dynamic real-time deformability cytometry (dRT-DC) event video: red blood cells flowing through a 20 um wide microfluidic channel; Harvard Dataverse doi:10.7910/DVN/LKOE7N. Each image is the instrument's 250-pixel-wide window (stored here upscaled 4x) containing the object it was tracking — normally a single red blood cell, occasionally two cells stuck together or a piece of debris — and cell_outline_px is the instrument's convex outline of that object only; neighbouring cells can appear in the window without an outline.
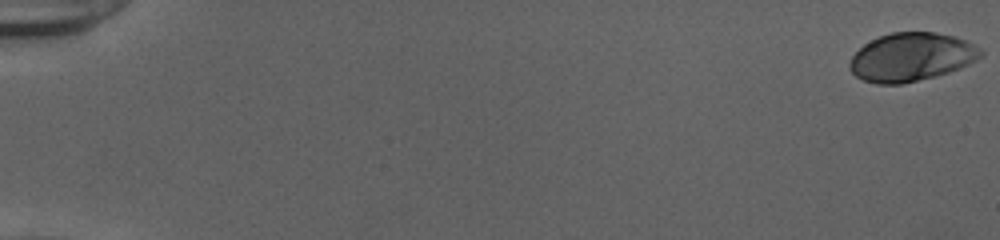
{"species": "human", "species_latin": "Homo sapiens", "temperature_condition": "cold", "stored_images_in_passage": 53, "camera_frame_rate_fps": 3000, "um_per_image_px": 0.085, "donor": {"sex": "female"}, "frame": {"image": 1, "passage_image": 1, "time_ms": 0.0, "image_size_px": [1000, 240], "cell_outline_px": [[984, 56], [960, 68], [948, 72], [900, 84], [876, 84], [864, 80], [856, 76], [848, 68], [848, 64], [852, 56], [864, 44], [880, 36], [892, 32], [936, 32], [956, 36], [980, 48], [984, 52]], "centroid_in_image_um": [77.47, 4.84], "position_along_channel_um": 7.5, "area_um2": 36.76}}
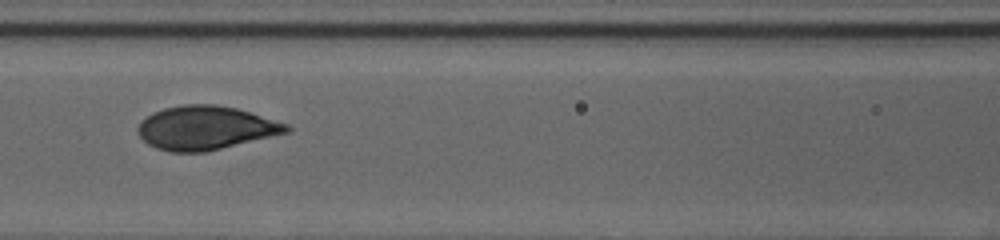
{"frame": {"image": 2, "passage_image": 27, "time_ms": 8.667, "image_size_px": [1000, 240], "cell_outline_px": [[292, 132], [204, 152], [172, 152], [156, 148], [148, 144], [140, 136], [136, 128], [140, 120], [152, 112], [164, 108], [180, 104], [216, 104], [236, 108], [252, 112], [288, 124], [292, 128]], "centroid_in_image_um": [17.49, 10.86], "position_along_channel_um": 149.1, "area_um2": 38.26}}
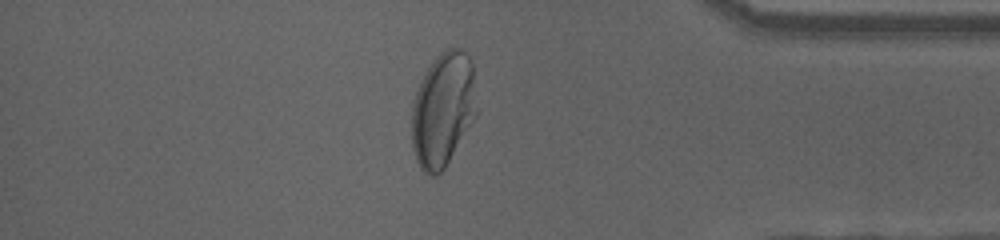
{"frame": {"image": 3, "passage_image": 48, "time_ms": 15.667, "image_size_px": [1000, 240], "cell_outline_px": [[476, 116], [444, 168], [436, 176], [428, 176], [420, 168], [416, 160], [412, 148], [412, 104], [416, 92], [424, 72], [432, 60], [440, 52], [448, 48], [460, 48], [472, 60], [476, 108]], "centroid_in_image_um": [37.63, 9.3], "position_along_channel_um": 397.6, "area_um2": 43.29}, "authors_computed_cell_mechanics": {"area_um2": 36.8764, "velocity_mm_per_s": 3.8509, "shape_relaxation_time_tau1_ms": 4.277, "shape_relaxation_time_tau2_ms": null, "deformation_change_tau1": 0.1952, "deformation_change_tau2": null}}